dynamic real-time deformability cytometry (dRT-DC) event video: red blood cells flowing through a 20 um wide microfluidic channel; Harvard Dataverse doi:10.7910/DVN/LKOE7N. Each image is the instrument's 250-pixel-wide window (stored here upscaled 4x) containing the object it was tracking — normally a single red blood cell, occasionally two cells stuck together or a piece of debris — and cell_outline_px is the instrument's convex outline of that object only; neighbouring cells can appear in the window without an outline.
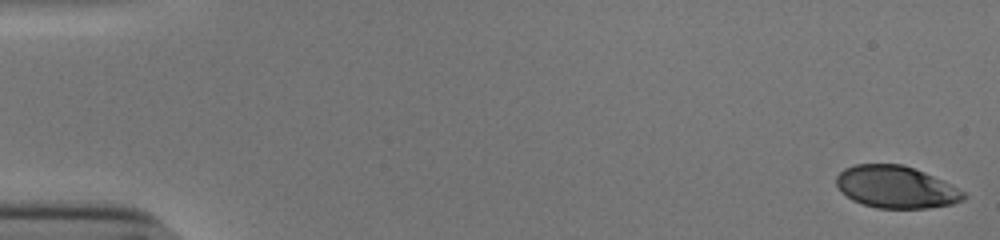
{"species": "human", "species_latin": "Homo sapiens", "temperature_condition": "cold", "stored_images_in_passage": 53, "camera_frame_rate_fps": 3000, "um_per_image_px": 0.085, "donor": {"sex": "male"}, "frame": {"image": 1, "passage_image": 1, "time_ms": 0.0, "image_size_px": [1000, 240], "cell_outline_px": [[968, 196], [964, 200], [952, 204], [928, 208], [876, 208], [852, 200], [840, 192], [836, 184], [836, 176], [844, 168], [856, 164], [904, 164], [924, 172], [964, 192]], "centroid_in_image_um": [76.12, 15.9], "position_along_channel_um": 8.9, "area_um2": 31.21}}
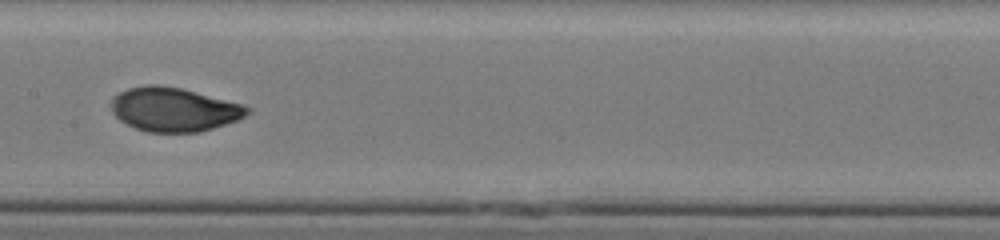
{"frame": {"image": 2, "passage_image": 28, "time_ms": 9.0, "image_size_px": [1000, 240], "cell_outline_px": [[252, 112], [236, 120], [200, 132], [148, 132], [136, 128], [120, 120], [112, 112], [112, 100], [120, 92], [128, 88], [144, 84], [160, 84], [180, 88], [244, 104], [252, 108]], "centroid_in_image_um": [14.81, 9.29], "position_along_channel_um": 192.6, "area_um2": 34.74}}
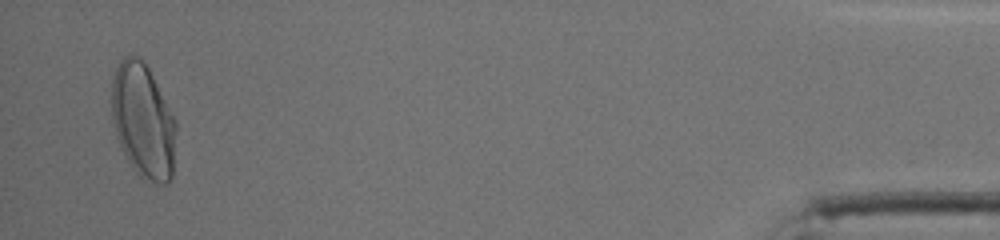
{"frame": {"image": 3, "passage_image": 52, "time_ms": 17.0, "image_size_px": [1000, 240], "cell_outline_px": [[176, 128], [172, 176], [168, 184], [160, 184], [140, 176], [132, 168], [124, 156], [116, 136], [112, 120], [112, 80], [116, 68], [120, 60], [124, 56], [132, 52], [148, 68], [176, 120]], "centroid_in_image_um": [12.15, 10.28], "position_along_channel_um": 423.1, "area_um2": 42.95}, "authors_computed_cell_mechanics": {"area_um2": 33.9286, "velocity_mm_per_s": 3.8502, "shape_relaxation_time_tau1_ms": 4.2719, "shape_relaxation_time_tau2_ms": null, "deformation_change_tau1": 0.1877, "deformation_change_tau2": null}}